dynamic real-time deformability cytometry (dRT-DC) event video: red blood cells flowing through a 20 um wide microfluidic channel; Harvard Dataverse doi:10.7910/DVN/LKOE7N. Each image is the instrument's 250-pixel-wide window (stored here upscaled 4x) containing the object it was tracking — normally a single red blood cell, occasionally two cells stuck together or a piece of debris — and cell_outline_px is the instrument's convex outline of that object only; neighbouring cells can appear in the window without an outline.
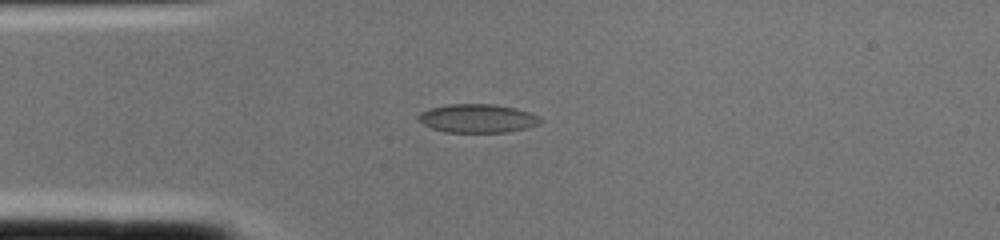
{"species": "common noctule bat (a hibernating species)", "species_latin": "Nyctalus noctula", "temperature_condition": "cold", "stored_images_in_passage": 1, "camera_frame_rate_fps": 3000, "um_per_image_px": 0.085, "animal": {"sex": "female", "body_mass_g": 22.0, "forearm_length_mm": 56.7}, "frame": {"image": 1, "passage_image": 1, "time_ms": 0.0, "image_size_px": [1000, 240], "cell_outline_px": [[544, 120], [540, 124], [528, 128], [508, 132], [444, 132], [432, 128], [424, 124], [416, 116], [420, 112], [428, 108], [448, 104], [492, 104], [516, 108], [528, 112]], "centroid_in_image_um": [40.59, 10.06], "position_along_channel_um": 44.4, "area_um2": 20.4}}